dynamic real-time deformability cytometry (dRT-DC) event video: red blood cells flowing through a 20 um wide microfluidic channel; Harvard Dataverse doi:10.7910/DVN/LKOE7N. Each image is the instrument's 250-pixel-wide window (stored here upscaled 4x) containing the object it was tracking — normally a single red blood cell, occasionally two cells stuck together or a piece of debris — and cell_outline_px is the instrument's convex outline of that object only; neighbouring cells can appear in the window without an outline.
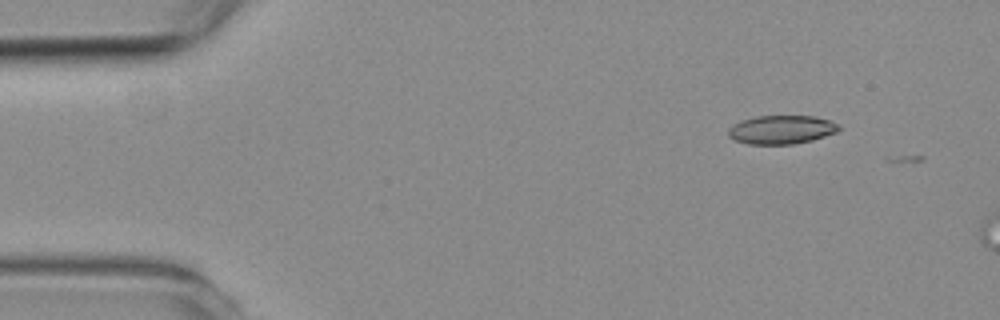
{"species": "common noctule bat (a hibernating species)", "species_latin": "Nyctalus noctula", "temperature_condition": "room temperature", "stored_images_in_passage": 2, "camera_frame_rate_fps": 3000, "um_per_image_px": 0.085, "animal": {"sex": "female", "body_mass_g": 19.3, "forearm_length_mm": 54.1}, "frame": {"image": 1, "passage_image": 1, "time_ms": 0.0, "image_size_px": [1000, 320], "cell_outline_px": [[840, 128], [836, 132], [812, 140], [792, 144], [748, 144], [732, 140], [728, 136], [728, 128], [732, 124], [740, 120], [756, 116], [816, 116], [840, 124]], "centroid_in_image_um": [66.37, 11.02], "position_along_channel_um": 18.6, "area_um2": 18.61}}